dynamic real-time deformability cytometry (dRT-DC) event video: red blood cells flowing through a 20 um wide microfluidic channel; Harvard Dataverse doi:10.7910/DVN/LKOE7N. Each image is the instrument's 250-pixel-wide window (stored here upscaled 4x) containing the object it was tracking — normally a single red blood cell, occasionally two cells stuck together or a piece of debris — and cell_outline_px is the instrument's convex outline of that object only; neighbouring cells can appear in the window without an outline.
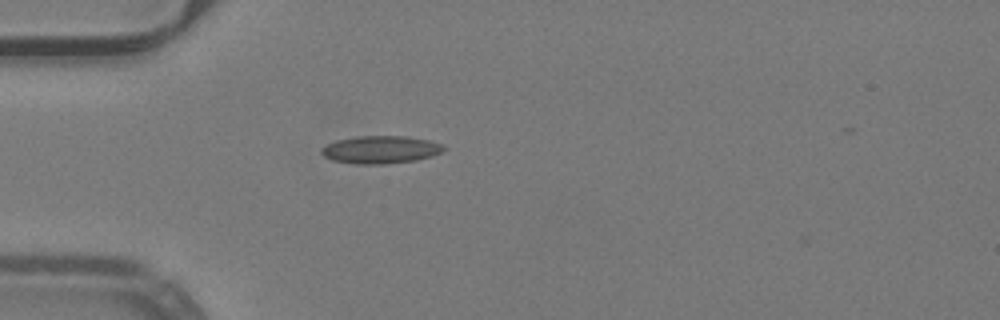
{"species": "common noctule bat (a hibernating species)", "species_latin": "Nyctalus noctula", "temperature_condition": "warm", "stored_images_in_passage": 38, "camera_frame_rate_fps": 3000, "um_per_image_px": 0.085, "animal": {"sex": "male", "body_mass_g": 19.2, "forearm_length_mm": 51.8}, "frame": {"image": 1, "passage_image": 2, "time_ms": 0.333, "image_size_px": [1000, 320], "cell_outline_px": [[448, 148], [444, 152], [432, 156], [416, 160], [384, 164], [356, 164], [332, 160], [324, 156], [320, 152], [320, 148], [336, 140], [356, 136], [404, 136], [428, 140], [444, 144]], "centroid_in_image_um": [32.38, 12.72], "position_along_channel_um": 52.6, "area_um2": 19.94}}
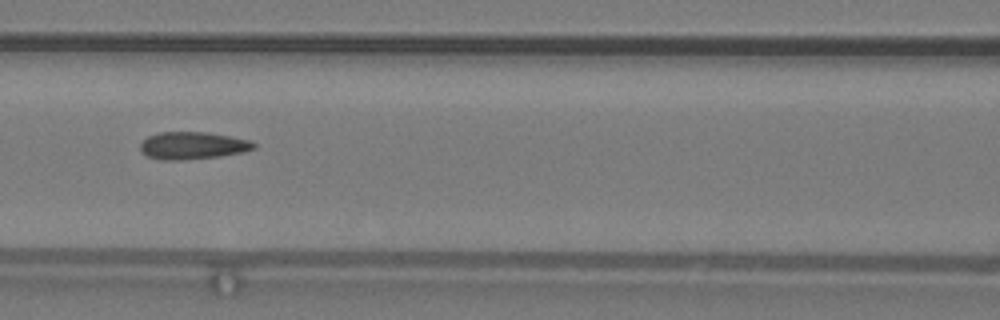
{"frame": {"image": 2, "passage_image": 10, "time_ms": 3.0, "image_size_px": [1000, 320], "cell_outline_px": [[256, 148], [244, 152], [220, 156], [184, 160], [160, 160], [148, 156], [140, 152], [140, 144], [148, 136], [160, 132], [208, 132], [232, 136], [252, 140], [256, 144]], "centroid_in_image_um": [16.41, 12.37], "position_along_channel_um": 150.2, "area_um2": 18.38}}
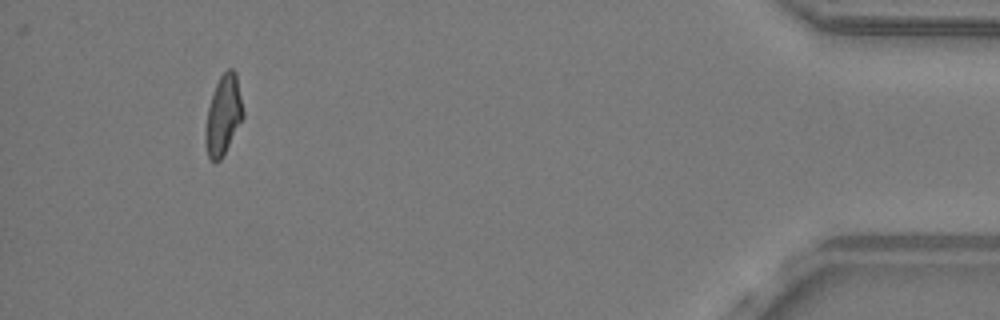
{"frame": {"image": 3, "passage_image": 35, "time_ms": 11.333, "image_size_px": [1000, 320], "cell_outline_px": [[244, 116], [220, 160], [216, 164], [208, 156], [204, 140], [204, 132], [208, 108], [216, 84], [220, 76], [228, 68], [232, 68], [236, 72], [244, 112]], "centroid_in_image_um": [18.97, 9.78], "position_along_channel_um": 416.2, "area_um2": 17.34}, "authors_computed_cell_mechanics": {"area_um2": 18.0914, "velocity_mm_per_s": 4.0164, "shape_relaxation_time_tau1_ms": null, "shape_relaxation_time_tau2_ms": 2.218, "deformation_change_tau1": null, "deformation_change_tau2": 0.084}}